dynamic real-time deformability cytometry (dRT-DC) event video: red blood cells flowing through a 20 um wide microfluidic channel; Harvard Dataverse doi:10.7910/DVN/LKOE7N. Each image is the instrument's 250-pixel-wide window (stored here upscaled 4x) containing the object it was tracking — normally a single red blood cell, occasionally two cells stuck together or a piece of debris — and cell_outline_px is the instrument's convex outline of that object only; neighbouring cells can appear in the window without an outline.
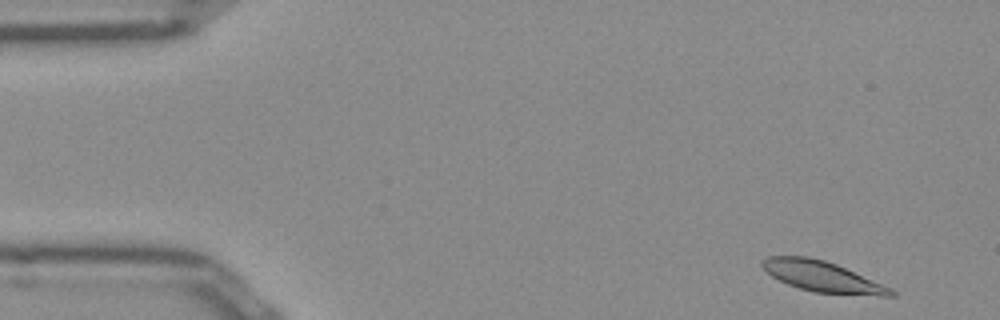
{"species": "Egyptian fruit bat (a non-hibernating species)", "species_latin": "Rousettus aegyptiacus", "temperature_condition": "room temperature", "stored_images_in_passage": 51, "segment_of_instrument_passage": [1, 2], "camera_frame_rate_fps": 3000, "um_per_image_px": 0.085, "frame": {"image": 1, "passage_image": 2, "time_ms": 0.333, "image_size_px": [1000, 320], "cell_outline_px": [[896, 296], [880, 296], [812, 292], [788, 284], [772, 276], [760, 264], [760, 260], [768, 256], [808, 256], [824, 260], [836, 264], [892, 288], [896, 292]], "centroid_in_image_um": [69.91, 23.51], "position_along_channel_um": 15.1, "area_um2": 22.89}}
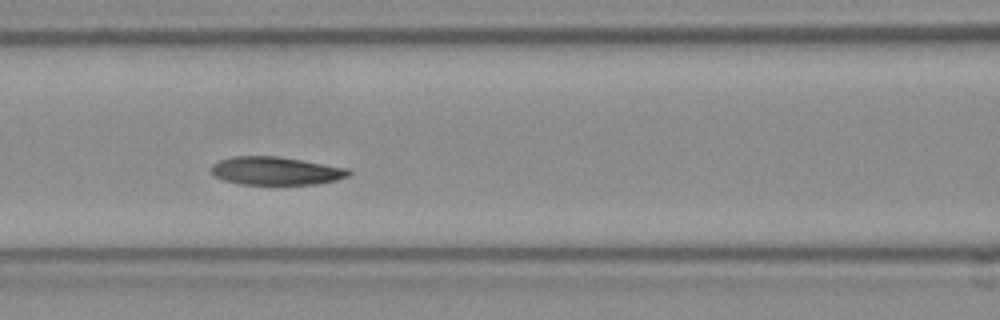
{"frame": {"image": 2, "passage_image": 20, "time_ms": 6.333, "image_size_px": [1000, 320], "cell_outline_px": [[352, 172], [348, 176], [336, 180], [316, 184], [236, 184], [212, 176], [208, 168], [212, 164], [220, 160], [232, 156], [276, 156], [348, 168]], "centroid_in_image_um": [23.37, 14.53], "position_along_channel_um": 143.2, "area_um2": 22.66}}
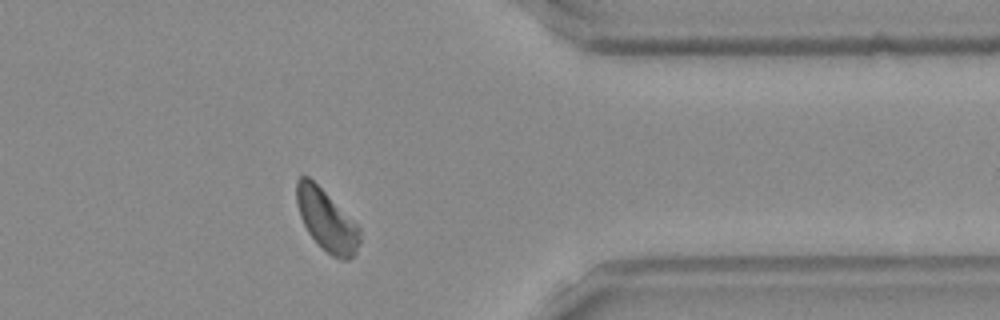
{"frame": {"image": 3, "passage_image": 40, "time_ms": 13.0, "image_size_px": [1000, 320], "cell_outline_px": [[360, 244], [356, 252], [348, 260], [340, 260], [332, 256], [308, 232], [300, 216], [296, 204], [296, 180], [300, 176], [308, 176], [360, 228]], "centroid_in_image_um": [27.75, 18.74], "position_along_channel_um": 383.7, "area_um2": 22.02}}